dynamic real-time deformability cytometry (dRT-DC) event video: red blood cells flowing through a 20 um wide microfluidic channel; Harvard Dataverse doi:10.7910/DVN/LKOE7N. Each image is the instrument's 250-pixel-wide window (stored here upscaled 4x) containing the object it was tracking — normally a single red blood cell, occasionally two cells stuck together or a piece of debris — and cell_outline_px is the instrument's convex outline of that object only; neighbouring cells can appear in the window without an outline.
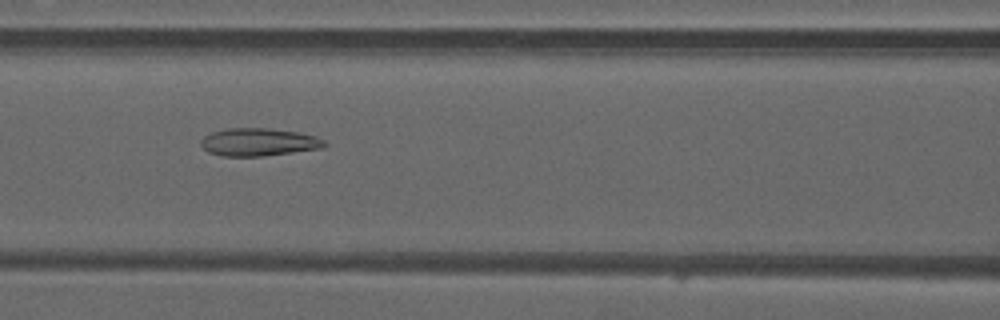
{"species": "common noctule bat (a hibernating species)", "species_latin": "Nyctalus noctula", "temperature_condition": "warm", "stored_images_in_passage": 42, "camera_frame_rate_fps": 3000, "um_per_image_px": 0.085, "animal": {"sex": "male", "forearm_length_mm": 52.5}, "frame": {"image": 1, "passage_image": 15, "time_ms": 4.667, "image_size_px": [1000, 320], "cell_outline_px": [[328, 144], [320, 148], [264, 156], [220, 156], [208, 152], [200, 144], [200, 140], [204, 136], [212, 132], [228, 128], [268, 128], [296, 132], [316, 136], [324, 140]], "centroid_in_image_um": [21.95, 12.08], "position_along_channel_um": 144.6, "area_um2": 19.94}}
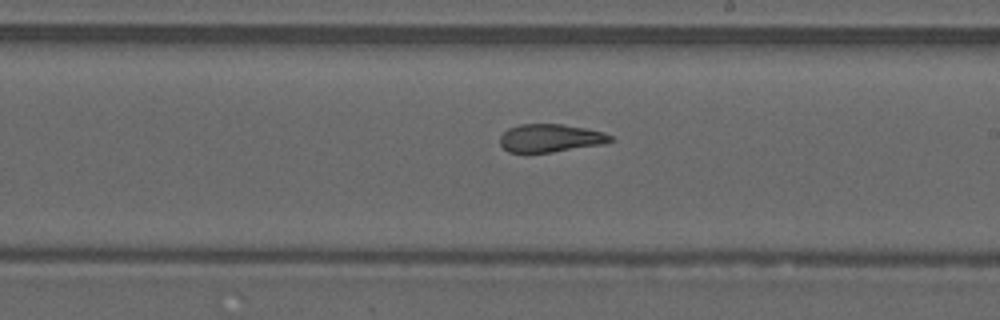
{"frame": {"image": 2, "passage_image": 22, "time_ms": 7.0, "image_size_px": [1000, 320], "cell_outline_px": [[616, 140], [604, 144], [552, 152], [508, 152], [500, 144], [500, 136], [508, 128], [520, 124], [560, 124], [588, 128], [604, 132], [612, 136]], "centroid_in_image_um": [46.82, 11.73], "position_along_channel_um": 242.2, "area_um2": 18.15}}
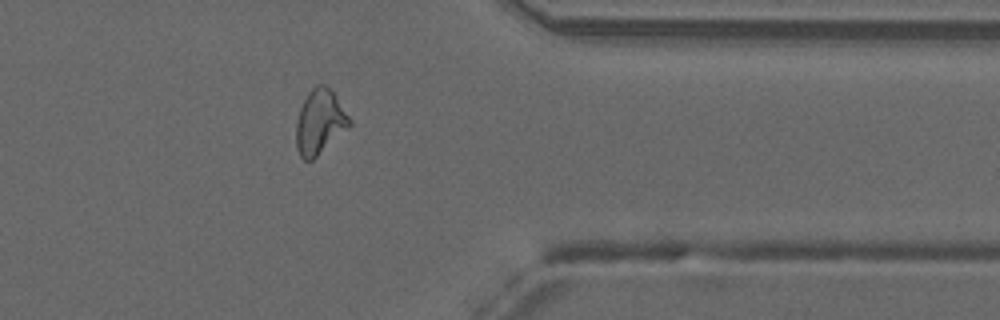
{"frame": {"image": 3, "passage_image": 33, "time_ms": 10.667, "image_size_px": [1000, 320], "cell_outline_px": [[352, 124], [348, 128], [312, 160], [304, 160], [300, 156], [296, 148], [296, 124], [300, 108], [308, 92], [316, 84], [324, 84], [336, 96], [352, 120]], "centroid_in_image_um": [27.18, 10.36], "position_along_channel_um": 384.2, "area_um2": 19.94}, "authors_computed_cell_mechanics": {"area_um2": 19.941, "velocity_mm_per_s": 4.1975, "shape_relaxation_time_tau1_ms": null, "shape_relaxation_time_tau2_ms": 1.6443, "deformation_change_tau1": null, "deformation_change_tau2": 0.095}}